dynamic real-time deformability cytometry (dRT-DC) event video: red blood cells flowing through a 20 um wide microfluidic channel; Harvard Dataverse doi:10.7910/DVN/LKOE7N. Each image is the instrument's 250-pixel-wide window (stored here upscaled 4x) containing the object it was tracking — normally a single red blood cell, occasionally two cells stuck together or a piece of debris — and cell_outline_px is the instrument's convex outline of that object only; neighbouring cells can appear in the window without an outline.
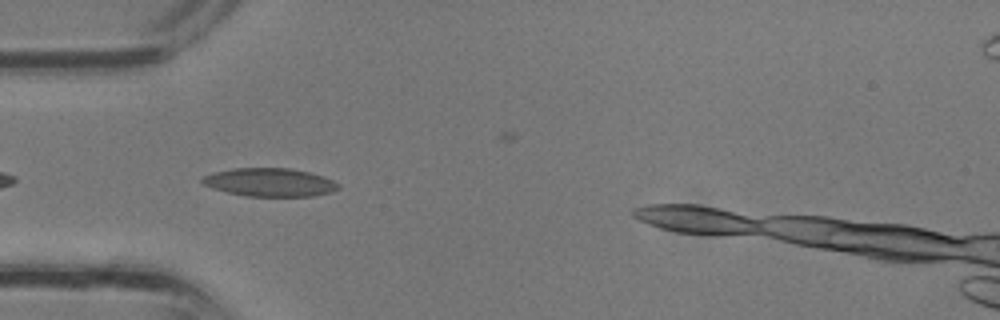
{"species": "common noctule bat (a hibernating species)", "species_latin": "Nyctalus noctula", "temperature_condition": "room temperature", "stored_images_in_passage": 31, "camera_frame_rate_fps": 3000, "um_per_image_px": 0.085, "animal": {"sex": "male", "body_mass_g": 13.3}, "frame": {"image": 1, "passage_image": 10, "time_ms": 3.0, "image_size_px": [1000, 320], "cell_outline_px": [[340, 188], [332, 192], [312, 196], [244, 196], [212, 188], [204, 184], [200, 180], [204, 176], [212, 172], [232, 168], [288, 168], [308, 172], [324, 176], [340, 184]], "centroid_in_image_um": [22.93, 15.49], "position_along_channel_um": 62.1, "area_um2": 22.48}}
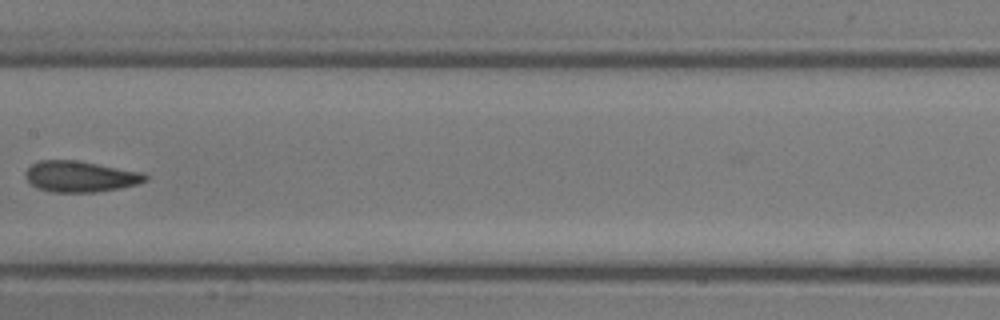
{"frame": {"image": 2, "passage_image": 17, "time_ms": 5.333, "image_size_px": [1000, 320], "cell_outline_px": [[148, 180], [136, 184], [120, 188], [92, 192], [56, 192], [40, 188], [32, 184], [24, 176], [24, 172], [32, 164], [40, 160], [76, 160], [144, 172], [148, 176]], "centroid_in_image_um": [6.85, 14.99], "position_along_channel_um": 200.6, "area_um2": 21.5}}
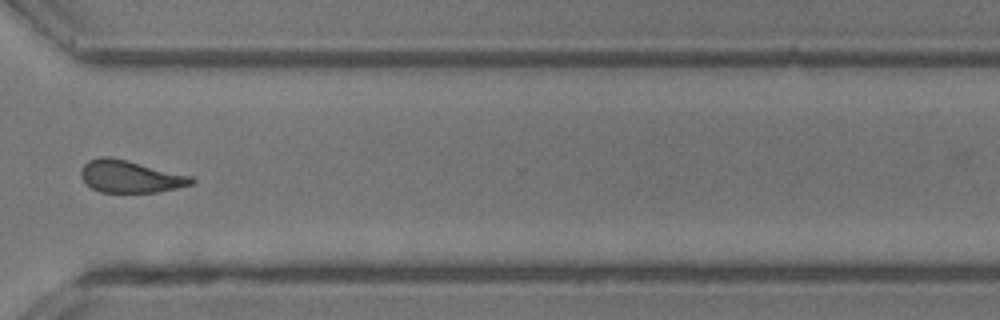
{"frame": {"image": 3, "passage_image": 25, "time_ms": 8.0, "image_size_px": [1000, 320], "cell_outline_px": [[196, 180], [192, 184], [176, 188], [156, 192], [100, 192], [92, 188], [80, 176], [80, 172], [84, 164], [88, 160], [100, 156], [108, 156], [192, 176]], "centroid_in_image_um": [11.05, 15.0], "position_along_channel_um": 359.5, "area_um2": 20.52}}